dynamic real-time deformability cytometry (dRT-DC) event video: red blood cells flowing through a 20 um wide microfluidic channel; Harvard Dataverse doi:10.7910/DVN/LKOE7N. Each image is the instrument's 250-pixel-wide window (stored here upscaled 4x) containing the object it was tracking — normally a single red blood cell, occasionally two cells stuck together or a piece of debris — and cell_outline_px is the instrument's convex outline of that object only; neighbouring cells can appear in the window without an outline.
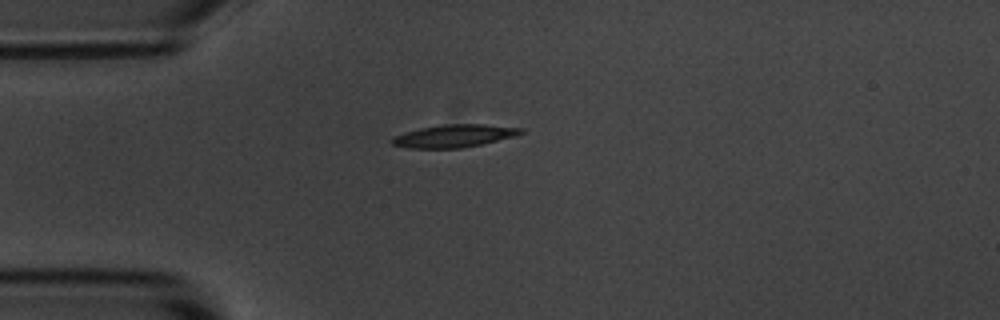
{"species": "common noctule bat (a hibernating species)", "species_latin": "Nyctalus noctula", "temperature_condition": "room temperature", "stored_images_in_passage": 8, "camera_frame_rate_fps": 3000, "um_per_image_px": 0.085, "animal": {"sex": "male", "body_mass_g": 20.1, "forearm_length_mm": 53.5}, "frame": {"image": 1, "passage_image": 1, "time_ms": 0.0, "image_size_px": [1000, 320], "cell_outline_px": [[524, 132], [512, 136], [480, 144], [460, 148], [408, 148], [392, 144], [388, 140], [392, 136], [404, 132], [420, 128], [444, 124], [484, 124], [524, 128]], "centroid_in_image_um": [38.52, 11.54], "position_along_channel_um": 46.5, "area_um2": 16.94}}
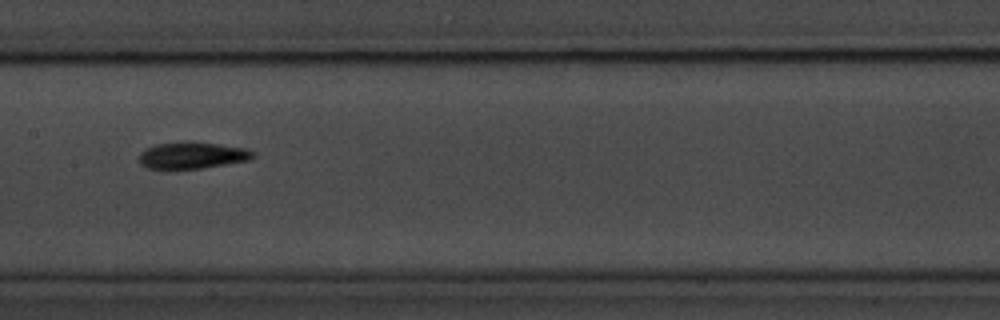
{"frame": {"image": 2, "passage_image": 5, "time_ms": 4.333, "image_size_px": [1000, 320], "cell_outline_px": [[256, 156], [248, 160], [200, 168], [164, 172], [148, 168], [140, 164], [140, 152], [156, 144], [188, 140], [192, 140], [244, 148], [256, 152]], "centroid_in_image_um": [16.28, 13.22], "position_along_channel_um": 191.1, "area_um2": 18.38}}
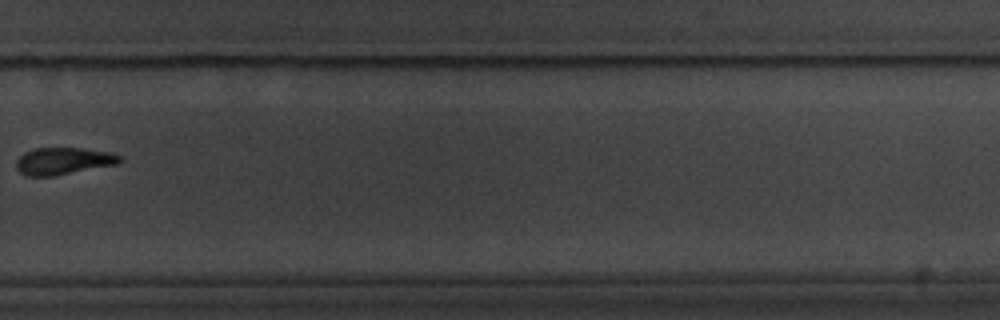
{"frame": {"image": 3, "passage_image": 8, "time_ms": 8.0, "image_size_px": [1000, 320], "cell_outline_px": [[124, 160], [116, 164], [52, 176], [28, 176], [20, 172], [16, 168], [16, 160], [24, 152], [36, 148], [84, 148], [112, 152], [120, 156]], "centroid_in_image_um": [5.39, 13.67], "position_along_channel_um": 324.4, "area_um2": 16.3}}